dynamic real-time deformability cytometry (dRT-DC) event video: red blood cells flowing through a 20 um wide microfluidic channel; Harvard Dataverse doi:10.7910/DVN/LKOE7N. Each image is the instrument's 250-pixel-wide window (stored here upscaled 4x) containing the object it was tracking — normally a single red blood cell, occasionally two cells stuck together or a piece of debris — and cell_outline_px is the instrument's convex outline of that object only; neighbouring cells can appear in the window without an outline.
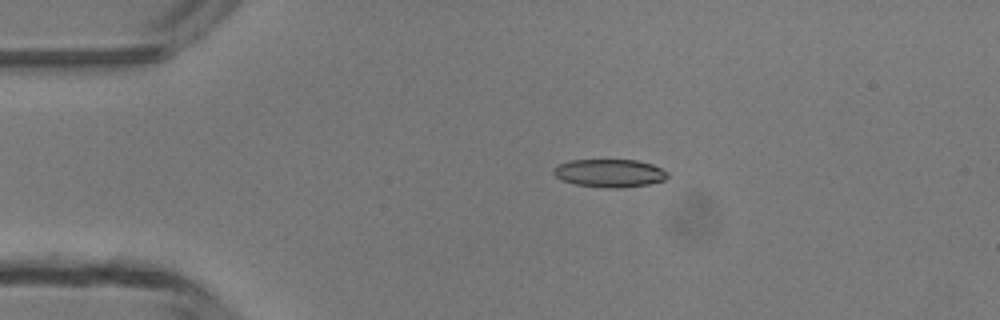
{"species": "common noctule bat (a hibernating species)", "species_latin": "Nyctalus noctula", "temperature_condition": "room temperature", "stored_images_in_passage": 38, "camera_frame_rate_fps": 3000, "um_per_image_px": 0.085, "animal": {"sex": "male", "body_mass_g": 13.3}, "frame": {"image": 1, "passage_image": 1, "time_ms": 0.0, "image_size_px": [1000, 320], "cell_outline_px": [[668, 176], [664, 180], [648, 184], [620, 188], [604, 188], [576, 184], [560, 180], [552, 172], [552, 168], [556, 164], [568, 160], [636, 160], [652, 164], [668, 172]], "centroid_in_image_um": [51.76, 14.71], "position_along_channel_um": 33.2, "area_um2": 18.79}}
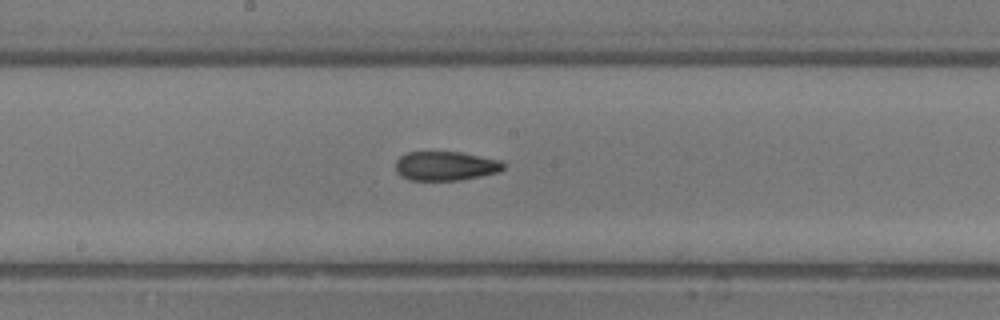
{"frame": {"image": 2, "passage_image": 16, "time_ms": 5.0, "image_size_px": [1000, 320], "cell_outline_px": [[504, 168], [500, 172], [460, 180], [408, 180], [400, 176], [396, 172], [396, 160], [400, 156], [408, 152], [460, 152], [500, 160], [504, 164]], "centroid_in_image_um": [37.85, 14.11], "position_along_channel_um": 210.3, "area_um2": 18.38}}
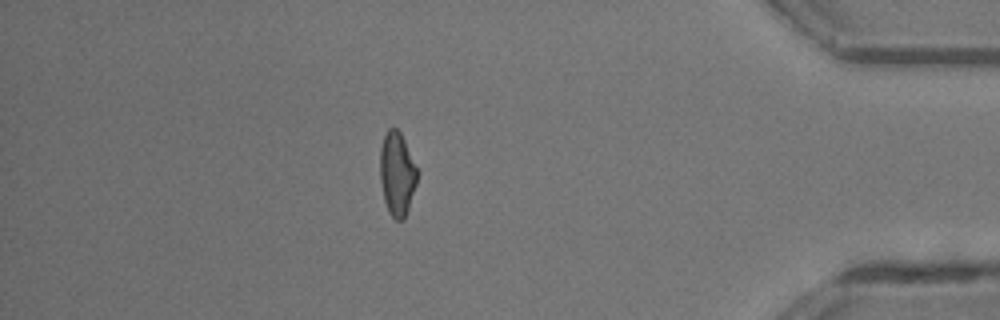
{"frame": {"image": 3, "passage_image": 32, "time_ms": 10.333, "image_size_px": [1000, 320], "cell_outline_px": [[420, 172], [404, 220], [396, 220], [388, 212], [384, 200], [380, 180], [380, 148], [384, 136], [388, 128], [396, 128], [400, 132]], "centroid_in_image_um": [33.76, 14.77], "position_along_channel_um": 401.4, "area_um2": 18.26}, "authors_computed_cell_mechanics": {"area_um2": 18.6694, "velocity_mm_per_s": 4.4057, "shape_relaxation_time_tau1_ms": 8.111, "shape_relaxation_time_tau2_ms": 2.7309, "deformation_change_tau1": 0.2477, "deformation_change_tau2": 0.1068}}